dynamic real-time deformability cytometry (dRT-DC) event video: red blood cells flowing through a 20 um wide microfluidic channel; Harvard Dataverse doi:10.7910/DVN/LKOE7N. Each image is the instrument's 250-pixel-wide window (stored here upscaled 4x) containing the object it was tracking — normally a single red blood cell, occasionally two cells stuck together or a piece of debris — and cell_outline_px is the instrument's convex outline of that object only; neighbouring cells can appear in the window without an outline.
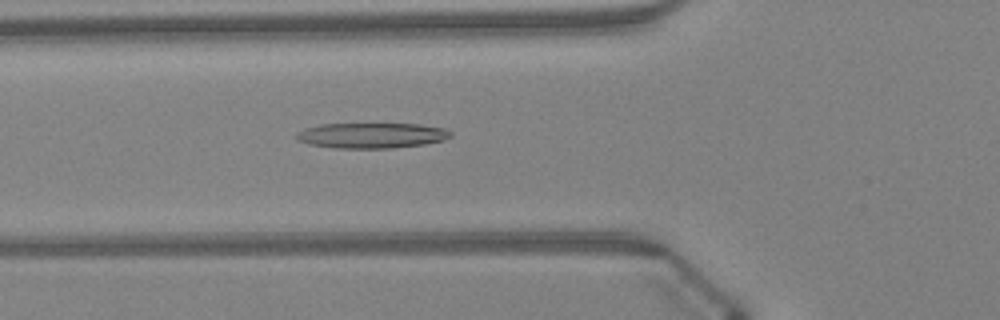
{"species": "Egyptian fruit bat (a non-hibernating species)", "species_latin": "Rousettus aegyptiacus", "temperature_condition": "warm", "stored_images_in_passage": 46, "camera_frame_rate_fps": 3000, "um_per_image_px": 0.085, "animal": {"sex": "female"}, "frame": {"image": 1, "passage_image": 17, "time_ms": 5.333, "image_size_px": [1000, 320], "cell_outline_px": [[452, 136], [444, 140], [424, 144], [392, 148], [336, 148], [308, 144], [296, 140], [296, 132], [320, 124], [420, 124], [448, 128], [452, 132]], "centroid_in_image_um": [31.63, 11.51], "position_along_channel_um": 94.2, "area_um2": 22.95}}
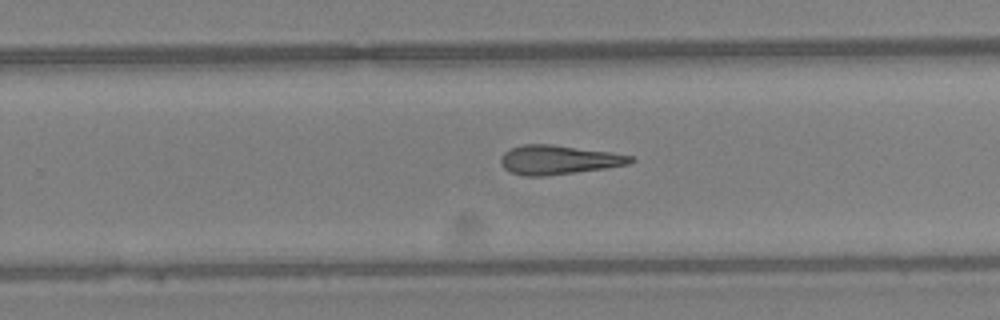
{"frame": {"image": 2, "passage_image": 30, "time_ms": 9.667, "image_size_px": [1000, 320], "cell_outline_px": [[636, 160], [628, 164], [608, 168], [544, 176], [524, 176], [508, 172], [500, 164], [500, 156], [504, 152], [512, 148], [524, 144], [552, 144], [612, 152], [632, 156]], "centroid_in_image_um": [47.46, 13.59], "position_along_channel_um": 282.3, "area_um2": 22.25}}
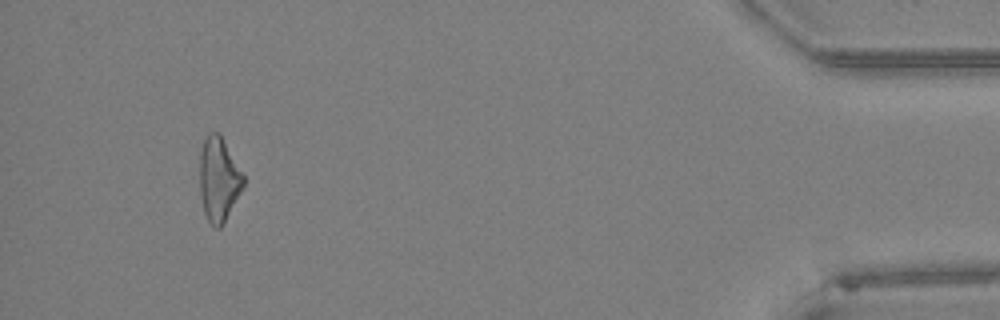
{"frame": {"image": 3, "passage_image": 44, "time_ms": 14.333, "image_size_px": [1000, 320], "cell_outline_px": [[244, 188], [224, 224], [220, 228], [216, 228], [208, 220], [204, 212], [200, 196], [200, 152], [204, 140], [208, 132], [220, 132], [244, 172]], "centroid_in_image_um": [18.63, 15.22], "position_along_channel_um": 416.6, "area_um2": 22.02}}